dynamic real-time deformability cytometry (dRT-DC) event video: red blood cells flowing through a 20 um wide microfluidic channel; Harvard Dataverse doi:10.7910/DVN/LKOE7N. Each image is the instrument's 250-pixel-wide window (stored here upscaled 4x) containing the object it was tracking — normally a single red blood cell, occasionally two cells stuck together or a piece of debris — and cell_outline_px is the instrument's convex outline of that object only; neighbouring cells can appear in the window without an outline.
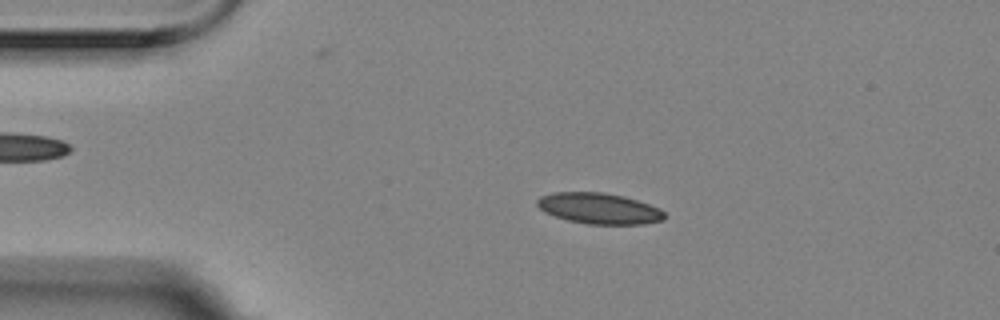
{"species": "Egyptian fruit bat (a non-hibernating species)", "species_latin": "Rousettus aegyptiacus", "temperature_condition": "room temperature", "stored_images_in_passage": 4, "camera_frame_rate_fps": 3000, "um_per_image_px": 0.085, "animal": {"sex": "female"}, "frame": {"image": 1, "passage_image": 2, "time_ms": 0.333, "image_size_px": [1000, 320], "cell_outline_px": [[668, 216], [664, 220], [644, 224], [588, 224], [568, 220], [544, 212], [536, 204], [536, 200], [540, 196], [552, 192], [604, 192], [624, 196], [660, 208]], "centroid_in_image_um": [50.94, 17.71], "position_along_channel_um": 34.1, "area_um2": 23.06}}